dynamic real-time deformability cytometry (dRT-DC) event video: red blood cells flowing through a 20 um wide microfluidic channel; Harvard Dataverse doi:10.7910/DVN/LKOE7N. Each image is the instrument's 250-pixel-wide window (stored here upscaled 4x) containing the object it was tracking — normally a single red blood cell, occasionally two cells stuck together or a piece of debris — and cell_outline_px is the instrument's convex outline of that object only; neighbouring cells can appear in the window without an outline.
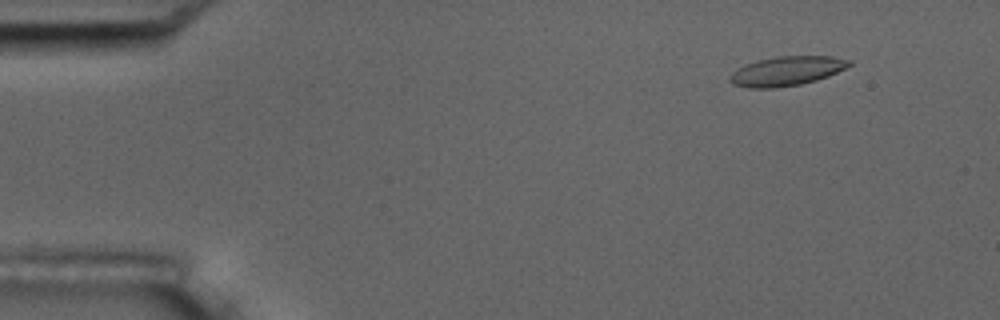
{"species": "common noctule bat (a hibernating species)", "species_latin": "Nyctalus noctula", "temperature_condition": "room temperature", "stored_images_in_passage": 4, "camera_frame_rate_fps": 3000, "um_per_image_px": 0.085, "animal": {"sex": "male", "body_mass_g": 17.5, "forearm_length_mm": 52.3}, "frame": {"image": 1, "passage_image": 1, "time_ms": 0.0, "image_size_px": [1000, 320], "cell_outline_px": [[852, 64], [828, 76], [816, 80], [800, 84], [772, 88], [748, 88], [732, 84], [728, 80], [728, 76], [732, 72], [744, 64], [776, 56], [832, 56], [852, 60]], "centroid_in_image_um": [66.83, 6.03], "position_along_channel_um": 18.2, "area_um2": 20.4}}
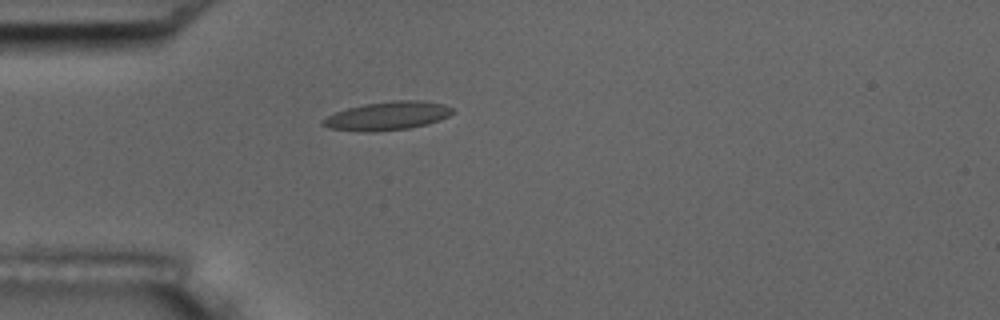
{"frame": {"image": 2, "passage_image": 4, "time_ms": 3.333, "image_size_px": [1000, 320], "cell_outline_px": [[456, 112], [440, 120], [428, 124], [408, 128], [376, 132], [360, 132], [328, 128], [320, 124], [320, 120], [336, 112], [348, 108], [364, 104], [392, 100], [420, 100], [444, 104], [452, 108]], "centroid_in_image_um": [32.92, 9.85], "position_along_channel_um": 52.1, "area_um2": 21.79}}